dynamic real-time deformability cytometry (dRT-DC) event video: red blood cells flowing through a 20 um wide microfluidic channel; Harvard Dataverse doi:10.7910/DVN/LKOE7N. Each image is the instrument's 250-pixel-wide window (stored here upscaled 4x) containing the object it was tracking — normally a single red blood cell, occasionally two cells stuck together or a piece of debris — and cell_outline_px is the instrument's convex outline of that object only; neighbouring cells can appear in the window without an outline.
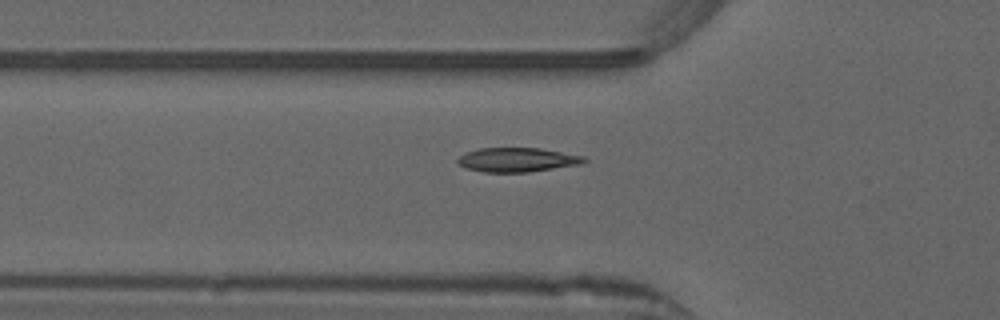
{"species": "common noctule bat (a hibernating species)", "species_latin": "Nyctalus noctula", "temperature_condition": "warm", "stored_images_in_passage": 39, "camera_frame_rate_fps": 3000, "um_per_image_px": 0.085, "animal": {"sex": "male", "forearm_length_mm": 52.5}, "frame": {"image": 1, "passage_image": 6, "time_ms": 1.667, "image_size_px": [1000, 320], "cell_outline_px": [[588, 160], [580, 164], [528, 172], [484, 172], [464, 168], [456, 160], [460, 156], [468, 152], [480, 148], [540, 148], [584, 156]], "centroid_in_image_um": [43.96, 13.58], "position_along_channel_um": 81.8, "area_um2": 17.69}, "authors_computed_cell_mechanics": {"area_um2": 17.4556, "velocity_mm_per_s": 3.8864, "shape_relaxation_time_tau1_ms": 5.2193, "shape_relaxation_time_tau2_ms": 0.7028, "deformation_change_tau1": 0.1658, "deformation_change_tau2": 0.0416}}